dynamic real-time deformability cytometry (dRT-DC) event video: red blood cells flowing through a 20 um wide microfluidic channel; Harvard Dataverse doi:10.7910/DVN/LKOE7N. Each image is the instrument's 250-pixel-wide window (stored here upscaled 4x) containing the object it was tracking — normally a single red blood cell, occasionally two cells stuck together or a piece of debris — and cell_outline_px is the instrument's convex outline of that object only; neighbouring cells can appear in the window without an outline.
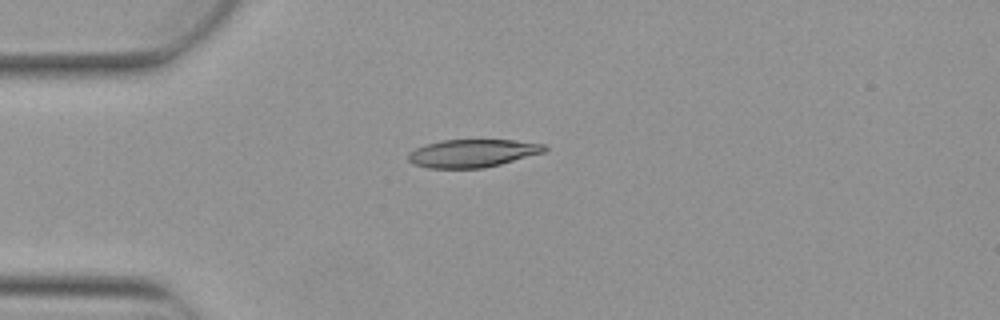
{"species": "Egyptian fruit bat (a non-hibernating species)", "species_latin": "Rousettus aegyptiacus", "temperature_condition": "warm", "stored_images_in_passage": 5, "camera_frame_rate_fps": 3000, "um_per_image_px": 0.085, "animal": {"sex": "female"}, "frame": {"image": 1, "passage_image": 4, "time_ms": 1.0, "image_size_px": [1000, 320], "cell_outline_px": [[548, 148], [544, 152], [500, 164], [484, 168], [428, 168], [412, 164], [408, 160], [408, 152], [424, 144], [440, 140], [512, 140], [544, 144]], "centroid_in_image_um": [40.11, 13.02], "position_along_channel_um": 44.9, "area_um2": 22.2}}
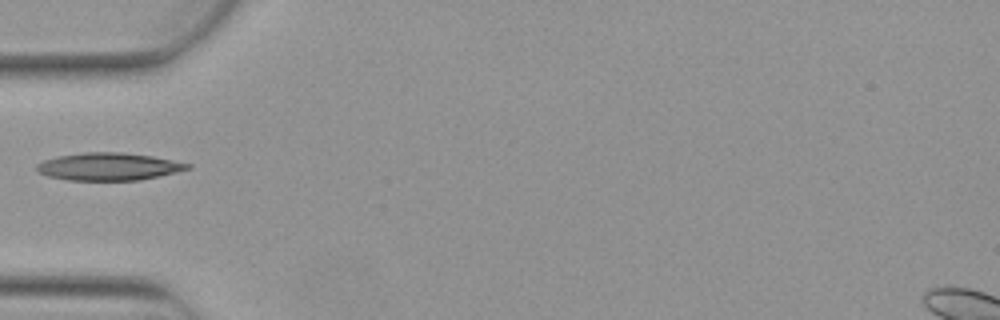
{"frame": {"image": 2, "passage_image": 5, "time_ms": 1.333, "image_size_px": [1000, 320], "cell_outline_px": [[192, 168], [176, 172], [140, 180], [68, 180], [48, 176], [40, 172], [36, 168], [36, 164], [44, 160], [56, 156], [84, 152], [120, 152], [152, 156], [192, 164]], "centroid_in_image_um": [9.24, 14.15], "position_along_channel_um": 75.8, "area_um2": 24.16}}